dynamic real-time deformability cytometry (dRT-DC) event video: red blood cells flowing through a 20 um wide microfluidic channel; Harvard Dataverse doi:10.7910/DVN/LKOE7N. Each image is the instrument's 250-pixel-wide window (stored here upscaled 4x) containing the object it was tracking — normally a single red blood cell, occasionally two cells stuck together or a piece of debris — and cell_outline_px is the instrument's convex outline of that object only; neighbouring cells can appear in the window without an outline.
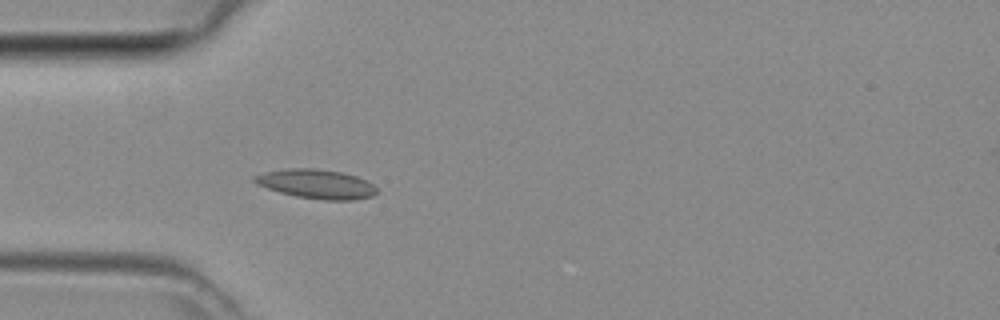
{"species": "common noctule bat (a hibernating species)", "species_latin": "Nyctalus noctula", "temperature_condition": "room temperature", "stored_images_in_passage": 35, "camera_frame_rate_fps": 3000, "um_per_image_px": 0.085, "animal": {"sex": "female", "body_mass_g": 29.2, "forearm_length_mm": 56.3}, "frame": {"image": 1, "passage_image": 3, "time_ms": 0.667, "image_size_px": [1000, 320], "cell_outline_px": [[376, 192], [372, 196], [352, 200], [324, 200], [296, 196], [280, 192], [256, 184], [252, 180], [252, 176], [264, 172], [288, 168], [316, 168], [344, 172], [356, 176], [372, 184], [376, 188]], "centroid_in_image_um": [26.86, 15.62], "position_along_channel_um": 58.1, "area_um2": 20.81}}
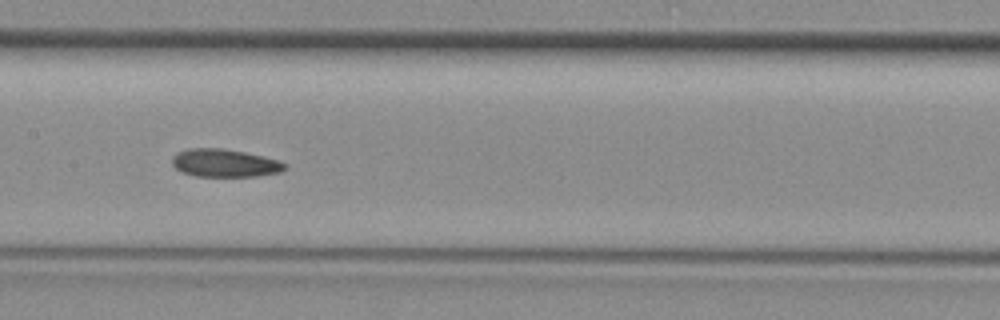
{"frame": {"image": 2, "passage_image": 12, "time_ms": 3.667, "image_size_px": [1000, 320], "cell_outline_px": [[288, 168], [280, 172], [256, 176], [196, 176], [184, 172], [176, 168], [172, 164], [172, 156], [188, 148], [224, 148], [264, 156], [276, 160], [284, 164]], "centroid_in_image_um": [19.1, 13.85], "position_along_channel_um": 188.3, "area_um2": 18.15}}
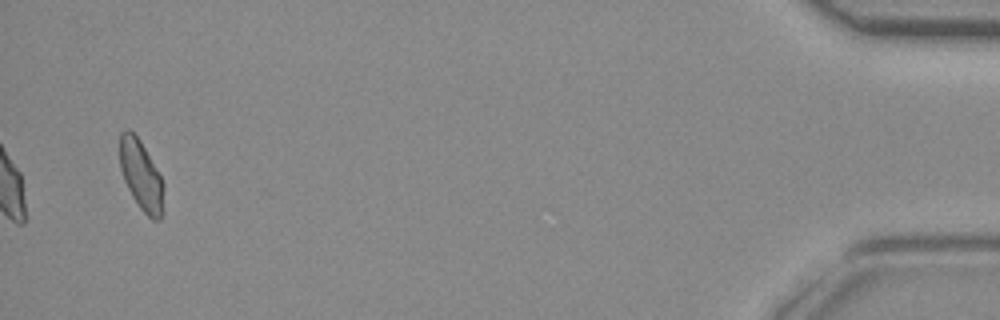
{"frame": {"image": 3, "passage_image": 34, "time_ms": 11.0, "image_size_px": [1000, 320], "cell_outline_px": [[164, 188], [160, 220], [152, 220], [140, 208], [132, 196], [124, 180], [120, 168], [120, 132], [124, 128], [128, 128], [140, 140], [160, 176], [164, 184]], "centroid_in_image_um": [11.97, 14.88], "position_along_channel_um": 423.2, "area_um2": 17.63}}